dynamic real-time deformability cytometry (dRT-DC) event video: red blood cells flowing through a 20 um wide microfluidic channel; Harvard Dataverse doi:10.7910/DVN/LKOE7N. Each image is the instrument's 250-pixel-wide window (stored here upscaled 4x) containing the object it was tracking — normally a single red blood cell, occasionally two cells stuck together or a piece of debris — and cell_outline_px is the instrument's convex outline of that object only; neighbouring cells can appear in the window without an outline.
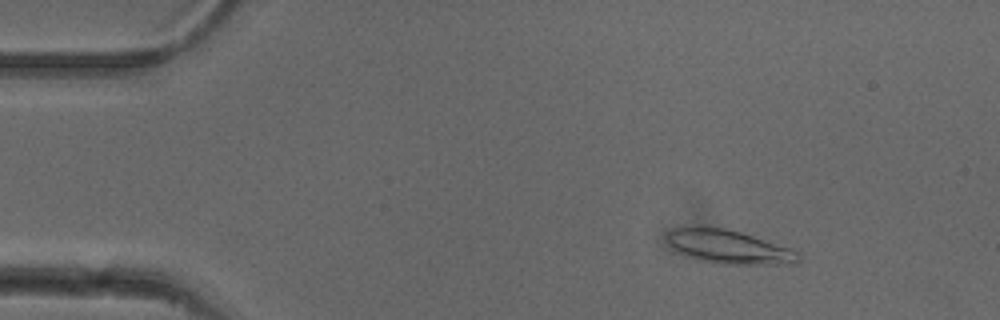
{"species": "common noctule bat (a hibernating species)", "species_latin": "Nyctalus noctula", "temperature_condition": "cold", "stored_images_in_passage": 25, "camera_frame_rate_fps": 3000, "um_per_image_px": 0.085, "animal": {"sex": "female"}, "frame": {"image": 1, "passage_image": 7, "time_ms": 2.0, "image_size_px": [1000, 320], "cell_outline_px": [[800, 260], [796, 264], [716, 264], [684, 256], [672, 248], [668, 240], [668, 232], [672, 228], [684, 224], [700, 224], [724, 228], [740, 232], [792, 248], [800, 252]], "centroid_in_image_um": [61.9, 20.95], "position_along_channel_um": 23.1, "area_um2": 26.65}}
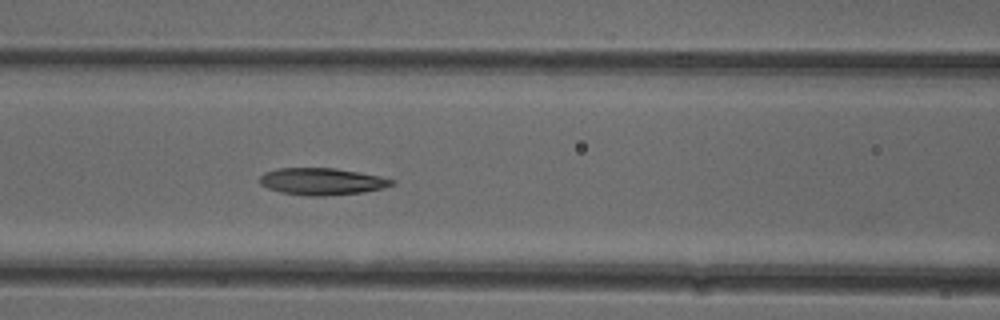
{"frame": {"image": 2, "passage_image": 22, "time_ms": 7.0, "image_size_px": [1000, 320], "cell_outline_px": [[396, 184], [364, 192], [324, 196], [308, 196], [280, 192], [268, 188], [260, 184], [260, 176], [264, 172], [276, 168], [336, 168], [360, 172], [380, 176], [396, 180]], "centroid_in_image_um": [27.36, 15.42], "position_along_channel_um": 139.2, "area_um2": 20.87}}
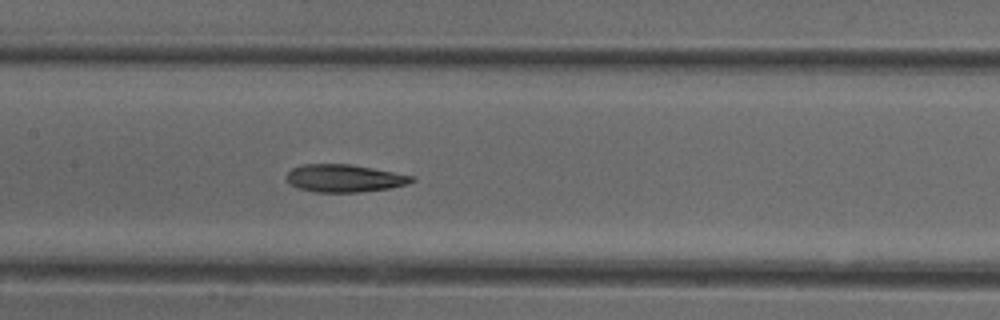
{"frame": {"image": 3, "passage_image": 25, "time_ms": 8.0, "image_size_px": [1000, 320], "cell_outline_px": [[416, 180], [408, 184], [388, 188], [360, 192], [316, 192], [296, 188], [284, 176], [292, 168], [304, 164], [352, 164], [416, 176]], "centroid_in_image_um": [29.29, 15.15], "position_along_channel_um": 178.1, "area_um2": 20.29}}